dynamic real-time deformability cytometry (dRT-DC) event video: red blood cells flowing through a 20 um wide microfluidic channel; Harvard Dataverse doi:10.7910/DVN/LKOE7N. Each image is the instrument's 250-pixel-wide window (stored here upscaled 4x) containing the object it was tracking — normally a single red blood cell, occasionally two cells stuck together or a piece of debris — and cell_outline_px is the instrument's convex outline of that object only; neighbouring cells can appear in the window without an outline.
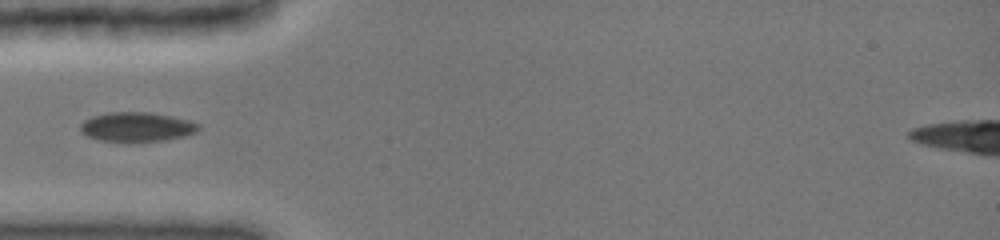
{"species": "common noctule bat (a hibernating species)", "species_latin": "Nyctalus noctula", "temperature_condition": "cold", "stored_images_in_passage": 8, "camera_frame_rate_fps": 3000, "um_per_image_px": 0.085, "animal": {"sex": "female", "body_mass_g": 19.0, "forearm_length_mm": 51.5}, "frame": {"image": 1, "passage_image": 1, "time_ms": 0.0, "image_size_px": [1000, 240], "cell_outline_px": [[200, 128], [196, 132], [184, 136], [164, 140], [100, 140], [88, 136], [80, 132], [80, 124], [84, 120], [92, 116], [108, 112], [152, 112], [188, 120], [200, 124]], "centroid_in_image_um": [11.62, 10.76], "position_along_channel_um": 73.4, "area_um2": 19.88}}
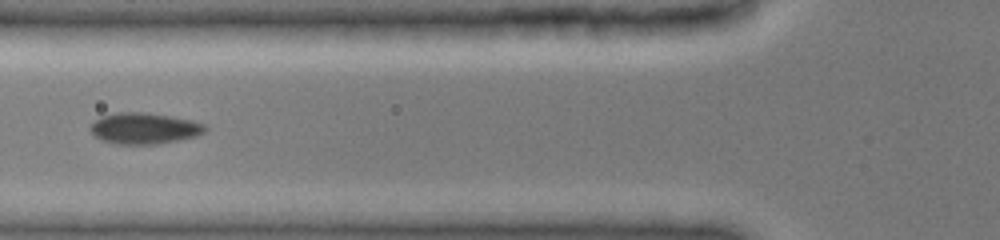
{"frame": {"image": 2, "passage_image": 7, "time_ms": 1.0, "image_size_px": [1000, 240], "cell_outline_px": [[208, 128], [204, 132], [196, 136], [156, 144], [116, 144], [100, 140], [88, 128], [100, 116], [116, 112], [148, 112], [172, 116], [192, 120], [204, 124]], "centroid_in_image_um": [12.25, 10.9], "position_along_channel_um": 113.6, "area_um2": 20.92}}